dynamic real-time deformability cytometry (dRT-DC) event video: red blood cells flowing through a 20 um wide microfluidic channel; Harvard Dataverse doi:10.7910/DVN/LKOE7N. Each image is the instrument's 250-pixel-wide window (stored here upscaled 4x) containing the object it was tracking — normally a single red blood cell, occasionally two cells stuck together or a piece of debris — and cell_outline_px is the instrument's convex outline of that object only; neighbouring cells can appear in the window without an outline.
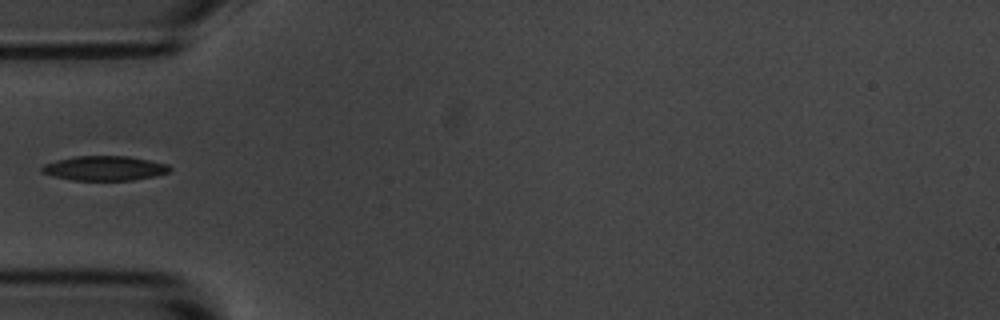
{"species": "common noctule bat (a hibernating species)", "species_latin": "Nyctalus noctula", "temperature_condition": "room temperature", "stored_images_in_passage": 6, "camera_frame_rate_fps": 3000, "um_per_image_px": 0.085, "animal": {"sex": "male", "body_mass_g": 20.1, "forearm_length_mm": 53.5}, "frame": {"image": 1, "passage_image": 5, "time_ms": 4.667, "image_size_px": [1000, 320], "cell_outline_px": [[172, 168], [168, 172], [156, 176], [132, 180], [72, 180], [40, 172], [40, 168], [44, 164], [56, 160], [76, 156], [128, 156], [168, 164]], "centroid_in_image_um": [8.89, 14.3], "position_along_channel_um": 76.1, "area_um2": 18.26}}